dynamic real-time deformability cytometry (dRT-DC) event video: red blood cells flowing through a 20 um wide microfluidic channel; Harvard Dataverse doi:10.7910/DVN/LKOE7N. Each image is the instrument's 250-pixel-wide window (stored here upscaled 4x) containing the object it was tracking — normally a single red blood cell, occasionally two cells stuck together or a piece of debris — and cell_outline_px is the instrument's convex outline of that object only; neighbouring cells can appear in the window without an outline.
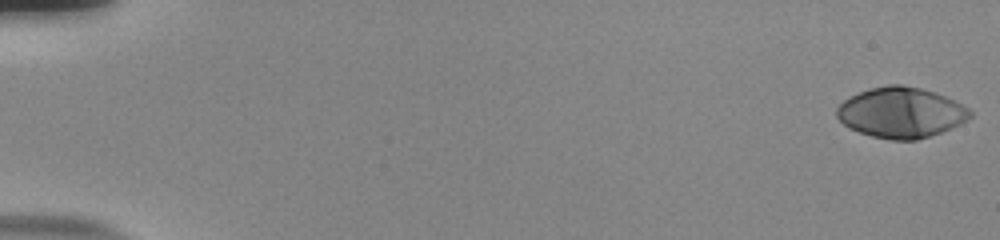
{"species": "human", "species_latin": "Homo sapiens", "temperature_condition": "room temperature", "stored_images_in_passage": 55, "camera_frame_rate_fps": 3000, "um_per_image_px": 0.085, "donor": {"sex": "male"}, "frame": {"image": 1, "passage_image": 1, "time_ms": 0.0, "image_size_px": [1000, 240], "cell_outline_px": [[972, 116], [968, 120], [952, 128], [916, 140], [892, 140], [872, 136], [848, 128], [836, 116], [836, 108], [844, 100], [868, 88], [888, 84], [900, 84], [920, 88], [936, 92], [968, 108], [972, 112]], "centroid_in_image_um": [76.58, 9.56], "position_along_channel_um": 8.4, "area_um2": 39.13}}
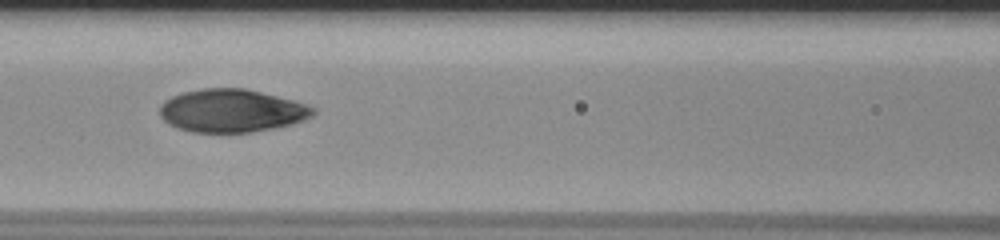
{"frame": {"image": 2, "passage_image": 26, "time_ms": 8.333, "image_size_px": [1000, 240], "cell_outline_px": [[316, 112], [312, 116], [304, 120], [292, 124], [276, 128], [252, 132], [192, 132], [176, 128], [168, 124], [160, 116], [160, 104], [164, 100], [180, 92], [200, 88], [244, 88], [296, 100], [308, 104], [316, 108]], "centroid_in_image_um": [19.7, 9.4], "position_along_channel_um": 146.9, "area_um2": 38.96}}
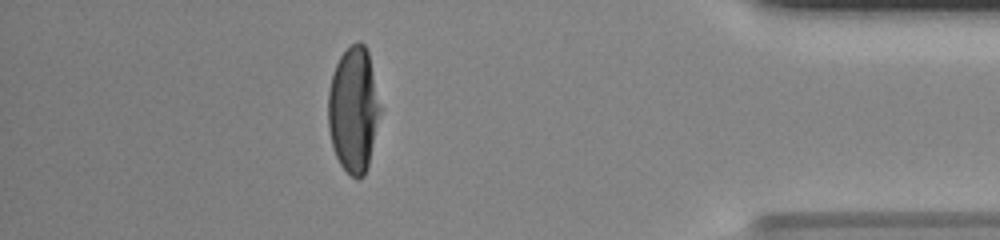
{"frame": {"image": 3, "passage_image": 49, "time_ms": 16.0, "image_size_px": [1000, 240], "cell_outline_px": [[384, 108], [368, 164], [364, 176], [356, 180], [340, 164], [336, 156], [332, 144], [328, 128], [328, 92], [332, 76], [336, 64], [340, 56], [356, 40], [360, 40], [364, 44], [368, 52]], "centroid_in_image_um": [30.1, 9.31], "position_along_channel_um": 405.1, "area_um2": 38.96}, "authors_computed_cell_mechanics": {"area_um2": 38.8994, "velocity_mm_per_s": 3.8316, "shape_relaxation_time_tau1_ms": 6.3519, "shape_relaxation_time_tau2_ms": null, "deformation_change_tau1": 0.2899, "deformation_change_tau2": null}}